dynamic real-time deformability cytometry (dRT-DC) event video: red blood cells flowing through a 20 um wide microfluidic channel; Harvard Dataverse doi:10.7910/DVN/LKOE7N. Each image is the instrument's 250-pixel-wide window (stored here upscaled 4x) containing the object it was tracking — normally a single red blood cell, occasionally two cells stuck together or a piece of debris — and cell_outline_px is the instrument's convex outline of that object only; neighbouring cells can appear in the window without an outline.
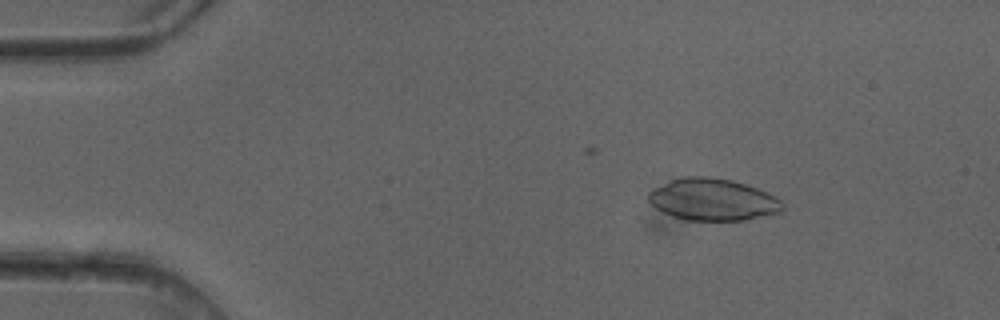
{"species": "common noctule bat (a hibernating species)", "species_latin": "Nyctalus noctula", "temperature_condition": "cold", "stored_images_in_passage": 5, "camera_frame_rate_fps": 3000, "um_per_image_px": 0.085, "animal": {"sex": "female"}, "frame": {"image": 1, "passage_image": 3, "time_ms": 0.667, "image_size_px": [1000, 320], "cell_outline_px": [[784, 212], [744, 220], [688, 220], [672, 216], [656, 208], [648, 200], [648, 192], [652, 188], [672, 180], [684, 176], [708, 176], [732, 180], [756, 188], [776, 196], [780, 200], [784, 208]], "centroid_in_image_um": [60.59, 16.96], "position_along_channel_um": 24.4, "area_um2": 32.77}}